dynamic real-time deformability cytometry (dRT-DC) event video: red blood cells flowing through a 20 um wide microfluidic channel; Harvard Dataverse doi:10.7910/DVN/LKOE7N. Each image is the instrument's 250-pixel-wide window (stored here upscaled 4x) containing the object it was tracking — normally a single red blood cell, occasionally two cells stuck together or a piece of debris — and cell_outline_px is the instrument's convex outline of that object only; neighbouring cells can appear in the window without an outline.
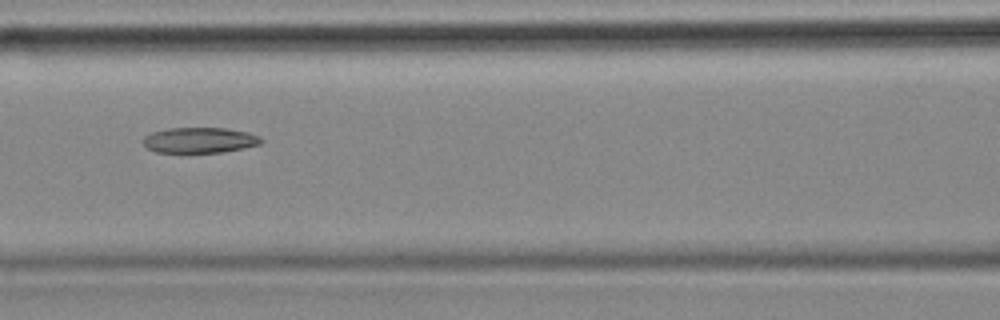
{"species": "common noctule bat (a hibernating species)", "species_latin": "Nyctalus noctula", "temperature_condition": "cold", "stored_images_in_passage": 6, "camera_frame_rate_fps": 3000, "um_per_image_px": 0.085, "animal": {"sex": "female", "body_mass_g": 18.4}, "frame": {"image": 1, "passage_image": 5, "time_ms": 1.333, "image_size_px": [1000, 320], "cell_outline_px": [[264, 140], [260, 144], [220, 152], [156, 152], [148, 148], [140, 140], [144, 136], [152, 132], [168, 128], [224, 128], [248, 132], [260, 136]], "centroid_in_image_um": [16.94, 11.9], "position_along_channel_um": 149.7, "area_um2": 17.46}}
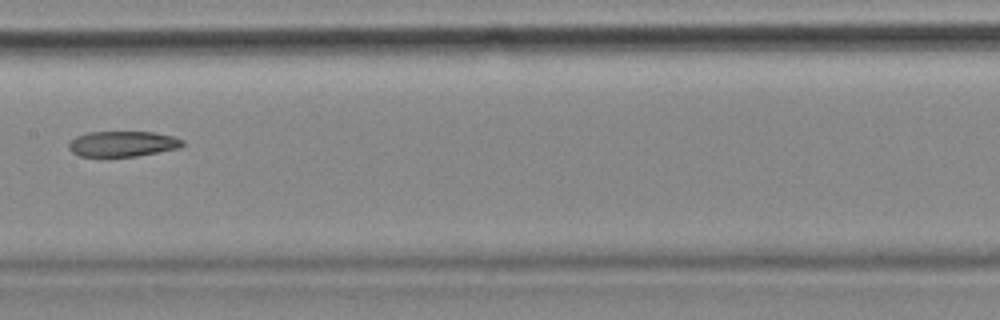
{"frame": {"image": 2, "passage_image": 6, "time_ms": 1.667, "image_size_px": [1000, 320], "cell_outline_px": [[184, 144], [180, 148], [136, 156], [108, 160], [80, 156], [72, 152], [68, 148], [68, 144], [76, 136], [88, 132], [152, 132], [172, 136], [184, 140]], "centroid_in_image_um": [10.37, 12.27], "position_along_channel_um": 197.0, "area_um2": 17.63}}